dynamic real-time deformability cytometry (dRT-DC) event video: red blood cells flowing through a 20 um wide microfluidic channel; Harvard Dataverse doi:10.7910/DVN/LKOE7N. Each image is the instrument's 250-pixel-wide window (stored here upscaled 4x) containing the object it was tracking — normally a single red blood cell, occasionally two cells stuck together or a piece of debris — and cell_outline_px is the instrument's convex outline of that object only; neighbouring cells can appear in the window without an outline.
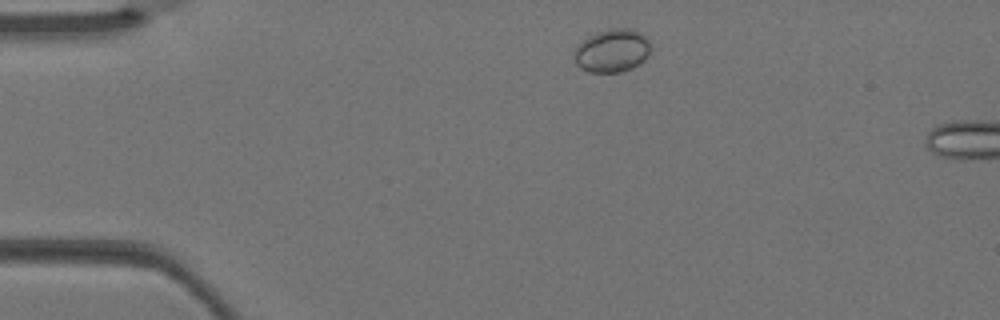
{"species": "Egyptian fruit bat (a non-hibernating species)", "species_latin": "Rousettus aegyptiacus", "temperature_condition": "warm", "stored_images_in_passage": 3, "camera_frame_rate_fps": 3000, "um_per_image_px": 0.085, "animal": {"sex": "female"}, "frame": {"image": 1, "passage_image": 1, "time_ms": 0.0, "image_size_px": [1000, 320], "cell_outline_px": [[652, 48], [648, 56], [644, 60], [632, 68], [620, 72], [588, 72], [580, 68], [576, 64], [576, 48], [588, 36], [596, 32], [608, 28], [632, 28], [640, 32], [652, 44]], "centroid_in_image_um": [52.08, 4.29], "position_along_channel_um": 32.9, "area_um2": 19.31}}